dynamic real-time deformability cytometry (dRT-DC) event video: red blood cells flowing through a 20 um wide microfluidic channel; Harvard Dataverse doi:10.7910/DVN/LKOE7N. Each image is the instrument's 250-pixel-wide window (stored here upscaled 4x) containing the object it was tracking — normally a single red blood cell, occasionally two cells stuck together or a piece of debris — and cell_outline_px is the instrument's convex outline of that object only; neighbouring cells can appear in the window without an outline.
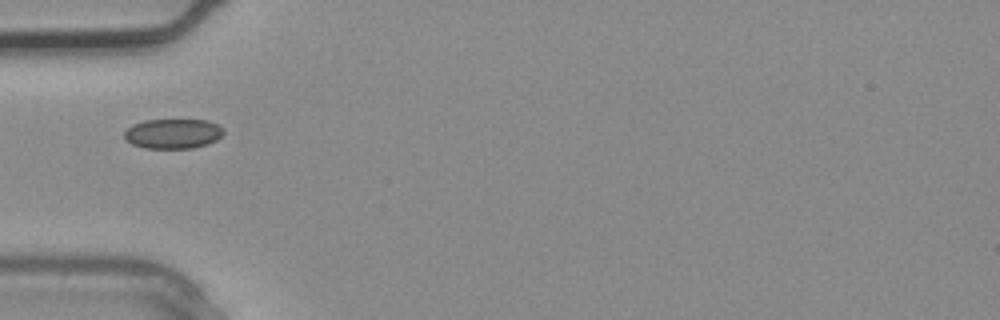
{"species": "common noctule bat (a hibernating species)", "species_latin": "Nyctalus noctula", "temperature_condition": "warm", "stored_images_in_passage": 1, "camera_frame_rate_fps": 3000, "um_per_image_px": 0.085, "animal": {"sex": "male", "body_mass_g": 20.4}, "frame": {"image": 1, "passage_image": 1, "time_ms": 0.0, "image_size_px": [1000, 320], "cell_outline_px": [[224, 132], [216, 140], [208, 144], [192, 148], [144, 148], [132, 144], [124, 140], [124, 132], [132, 124], [144, 120], [208, 120], [224, 128]], "centroid_in_image_um": [14.68, 11.36], "position_along_channel_um": 70.3, "area_um2": 17.34}}